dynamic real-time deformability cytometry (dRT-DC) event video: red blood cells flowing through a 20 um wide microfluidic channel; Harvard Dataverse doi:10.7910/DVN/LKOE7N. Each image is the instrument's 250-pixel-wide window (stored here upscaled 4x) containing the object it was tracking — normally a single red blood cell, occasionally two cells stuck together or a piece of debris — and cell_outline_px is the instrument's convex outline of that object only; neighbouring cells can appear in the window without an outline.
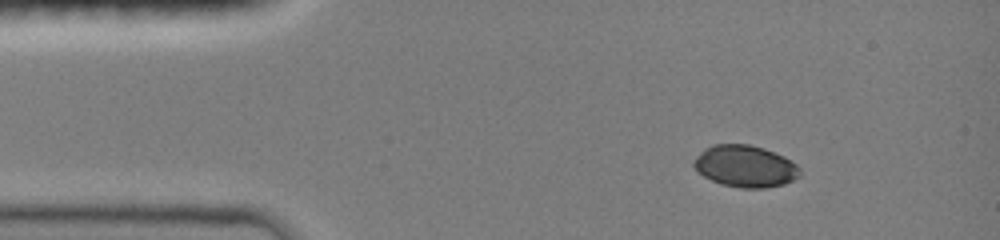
{"species": "common noctule bat (a hibernating species)", "species_latin": "Nyctalus noctula", "temperature_condition": "room temperature", "stored_images_in_passage": 41, "camera_frame_rate_fps": 3000, "um_per_image_px": 0.085, "animal": {"sex": "female", "body_mass_g": 19.0, "forearm_length_mm": 51.5}, "frame": {"image": 1, "passage_image": 1, "time_ms": 0.0, "image_size_px": [1000, 240], "cell_outline_px": [[800, 176], [784, 184], [768, 188], [740, 188], [720, 184], [704, 176], [692, 164], [692, 160], [704, 148], [712, 144], [748, 144], [764, 148], [784, 156], [796, 164], [800, 168]], "centroid_in_image_um": [63.34, 14.13], "position_along_channel_um": 21.7, "area_um2": 26.01}}
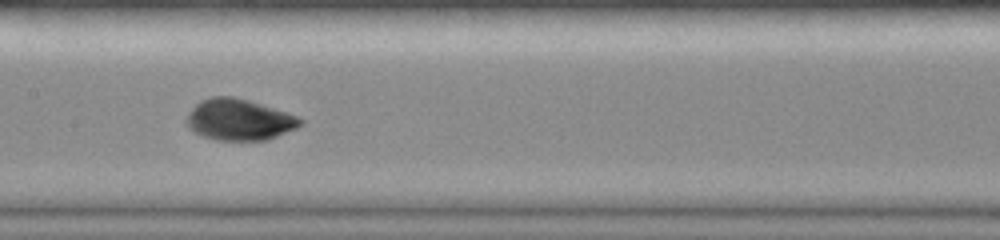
{"frame": {"image": 2, "passage_image": 18, "time_ms": 5.667, "image_size_px": [1000, 240], "cell_outline_px": [[304, 124], [296, 128], [268, 140], [216, 140], [204, 136], [196, 132], [184, 120], [192, 108], [200, 100], [212, 96], [232, 96], [248, 100], [288, 112], [304, 120]], "centroid_in_image_um": [20.36, 10.16], "position_along_channel_um": 187.0, "area_um2": 27.28}}
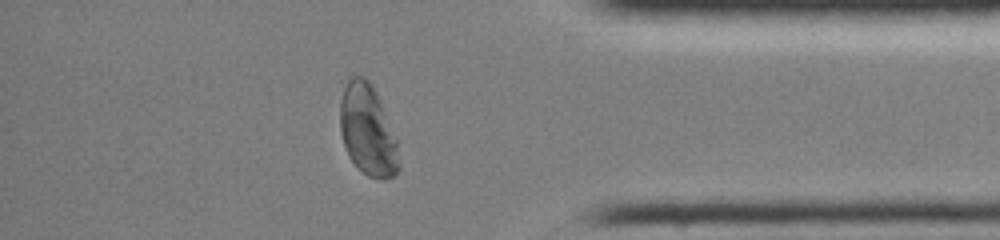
{"frame": {"image": 3, "passage_image": 35, "time_ms": 11.333, "image_size_px": [1000, 240], "cell_outline_px": [[400, 168], [396, 176], [384, 180], [380, 180], [368, 176], [348, 156], [340, 132], [340, 104], [344, 88], [348, 76], [364, 76], [372, 84], [380, 100], [396, 140], [400, 164]], "centroid_in_image_um": [31.26, 11.08], "position_along_channel_um": 403.9, "area_um2": 31.21}, "authors_computed_cell_mechanics": {"area_um2": 27.2238, "velocity_mm_per_s": 4.0383, "shape_relaxation_time_tau1_ms": 4.2616, "shape_relaxation_time_tau2_ms": 2.3669, "deformation_change_tau1": 0.163, "deformation_change_tau2": 0.0373}}